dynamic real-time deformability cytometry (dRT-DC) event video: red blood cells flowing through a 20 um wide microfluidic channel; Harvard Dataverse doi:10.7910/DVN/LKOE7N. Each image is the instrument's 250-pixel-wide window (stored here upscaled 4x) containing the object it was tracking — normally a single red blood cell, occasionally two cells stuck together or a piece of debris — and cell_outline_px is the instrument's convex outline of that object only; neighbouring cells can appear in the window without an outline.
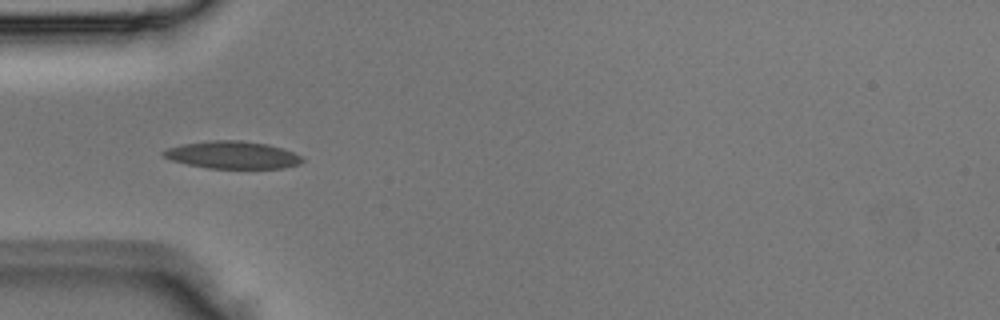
{"species": "Egyptian fruit bat (a non-hibernating species)", "species_latin": "Rousettus aegyptiacus", "temperature_condition": "room temperature", "stored_images_in_passage": 6, "camera_frame_rate_fps": 3000, "um_per_image_px": 0.085, "animal": {"sex": "male"}, "frame": {"image": 1, "passage_image": 5, "time_ms": 1.333, "image_size_px": [1000, 320], "cell_outline_px": [[304, 160], [300, 164], [284, 168], [208, 168], [188, 164], [172, 160], [164, 156], [160, 152], [168, 148], [184, 144], [212, 140], [240, 140], [268, 144], [292, 152], [300, 156]], "centroid_in_image_um": [19.77, 13.17], "position_along_channel_um": 65.2, "area_um2": 21.96}}
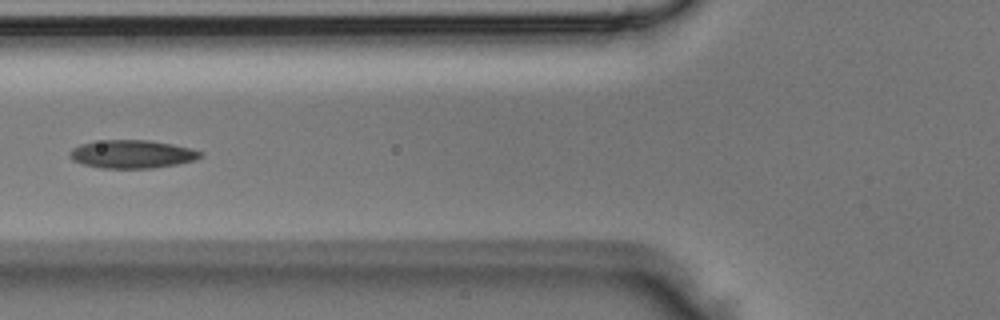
{"frame": {"image": 2, "passage_image": 6, "time_ms": 1.667, "image_size_px": [1000, 320], "cell_outline_px": [[204, 156], [196, 160], [176, 164], [152, 168], [100, 168], [84, 164], [72, 160], [72, 148], [80, 144], [104, 140], [148, 140], [172, 144], [192, 148], [200, 152]], "centroid_in_image_um": [11.27, 13.1], "position_along_channel_um": 114.5, "area_um2": 21.27}}